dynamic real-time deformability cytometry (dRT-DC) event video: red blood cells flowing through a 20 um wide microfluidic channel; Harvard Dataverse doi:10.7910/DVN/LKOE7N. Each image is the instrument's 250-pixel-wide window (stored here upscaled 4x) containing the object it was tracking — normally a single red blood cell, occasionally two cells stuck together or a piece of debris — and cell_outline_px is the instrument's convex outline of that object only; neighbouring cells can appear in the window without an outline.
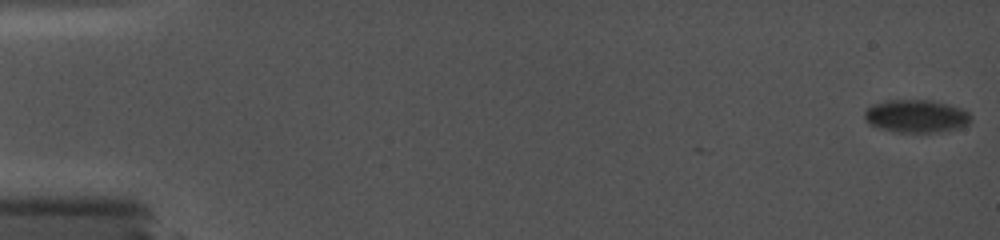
{"species": "common noctule bat (a hibernating species)", "species_latin": "Nyctalus noctula", "temperature_condition": "cold", "stored_images_in_passage": 2, "camera_frame_rate_fps": 5000, "um_per_image_px": 0.085, "animal": {"sex": "female", "body_mass_g": 19.0, "forearm_length_mm": 56.7}, "frame": {"image": 1, "passage_image": 2, "time_ms": 0.4, "image_size_px": [1000, 240], "cell_outline_px": [[972, 116], [968, 124], [956, 128], [936, 132], [900, 132], [880, 128], [864, 120], [864, 112], [872, 104], [888, 100], [932, 100], [948, 104], [960, 108], [968, 112]], "centroid_in_image_um": [77.87, 9.86], "position_along_channel_um": 7.1, "area_um2": 20.17}}